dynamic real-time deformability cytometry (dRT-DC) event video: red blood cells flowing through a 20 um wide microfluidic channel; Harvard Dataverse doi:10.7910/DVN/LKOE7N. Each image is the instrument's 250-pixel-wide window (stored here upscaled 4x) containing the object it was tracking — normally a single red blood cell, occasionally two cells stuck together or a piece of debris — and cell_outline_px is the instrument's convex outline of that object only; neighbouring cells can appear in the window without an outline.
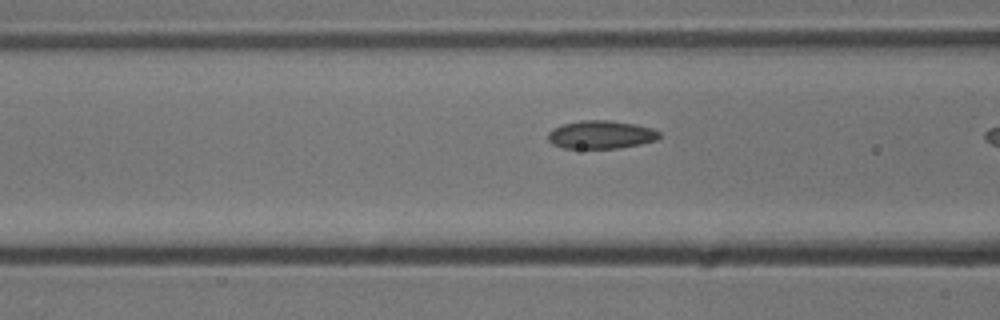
{"species": "common noctule bat (a hibernating species)", "species_latin": "Nyctalus noctula", "temperature_condition": "cold", "stored_images_in_passage": 8, "camera_frame_rate_fps": 3000, "um_per_image_px": 0.085, "animal": {"sex": "male", "body_mass_g": 13.3}, "frame": {"image": 1, "passage_image": 7, "time_ms": 2.0, "image_size_px": [1000, 320], "cell_outline_px": [[660, 136], [656, 140], [640, 144], [616, 148], [564, 148], [552, 144], [548, 140], [548, 132], [552, 128], [560, 124], [584, 120], [612, 120], [636, 124], [652, 128], [660, 132]], "centroid_in_image_um": [51.06, 11.43], "position_along_channel_um": 115.5, "area_um2": 18.38}}